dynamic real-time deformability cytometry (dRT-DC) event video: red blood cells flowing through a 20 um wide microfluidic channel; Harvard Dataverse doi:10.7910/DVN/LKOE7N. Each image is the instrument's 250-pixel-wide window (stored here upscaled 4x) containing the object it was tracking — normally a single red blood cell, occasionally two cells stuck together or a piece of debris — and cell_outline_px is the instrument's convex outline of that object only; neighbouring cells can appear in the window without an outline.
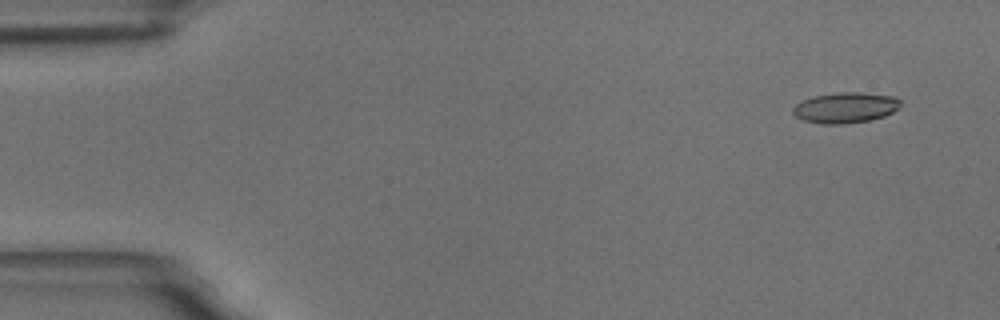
{"species": "common noctule bat (a hibernating species)", "species_latin": "Nyctalus noctula", "temperature_condition": "room temperature", "stored_images_in_passage": 51, "camera_frame_rate_fps": 3000, "um_per_image_px": 0.085, "animal": {"sex": "male", "body_mass_g": 18.8}, "frame": {"image": 1, "passage_image": 1, "time_ms": 0.0, "image_size_px": [1000, 320], "cell_outline_px": [[900, 108], [884, 116], [868, 120], [844, 124], [824, 124], [804, 120], [796, 116], [792, 112], [792, 108], [796, 104], [804, 100], [816, 96], [840, 92], [860, 92], [896, 96], [900, 100]], "centroid_in_image_um": [71.89, 9.14], "position_along_channel_um": 13.1, "area_um2": 19.07}}
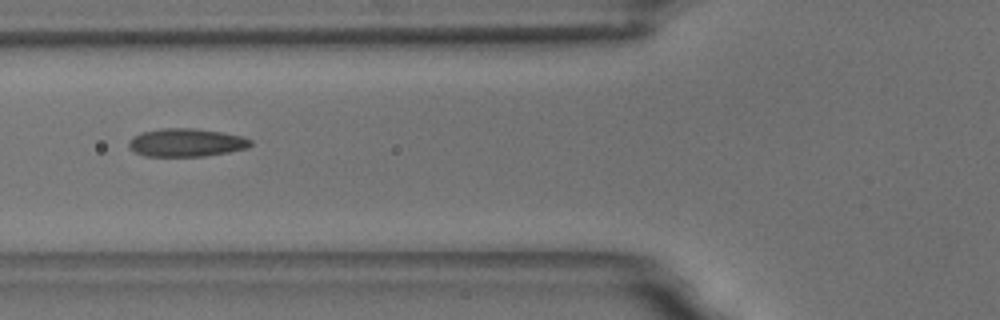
{"frame": {"image": 2, "passage_image": 19, "time_ms": 6.0, "image_size_px": [1000, 320], "cell_outline_px": [[252, 144], [248, 148], [228, 152], [204, 156], [144, 156], [128, 148], [128, 144], [140, 132], [160, 128], [196, 128], [244, 136], [252, 140]], "centroid_in_image_um": [15.86, 12.11], "position_along_channel_um": 109.9, "area_um2": 20.0}}
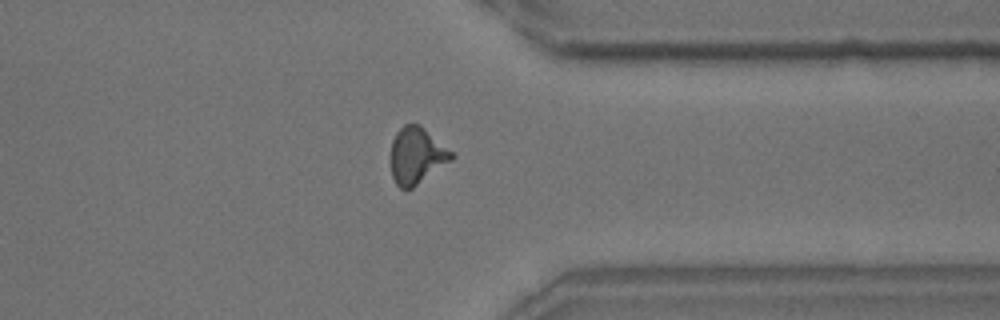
{"frame": {"image": 3, "passage_image": 42, "time_ms": 13.667, "image_size_px": [1000, 320], "cell_outline_px": [[456, 156], [452, 160], [412, 188], [400, 188], [396, 184], [392, 176], [392, 140], [396, 132], [404, 124], [420, 124], [452, 152]], "centroid_in_image_um": [35.42, 13.21], "position_along_channel_um": 376.0, "area_um2": 19.71}}